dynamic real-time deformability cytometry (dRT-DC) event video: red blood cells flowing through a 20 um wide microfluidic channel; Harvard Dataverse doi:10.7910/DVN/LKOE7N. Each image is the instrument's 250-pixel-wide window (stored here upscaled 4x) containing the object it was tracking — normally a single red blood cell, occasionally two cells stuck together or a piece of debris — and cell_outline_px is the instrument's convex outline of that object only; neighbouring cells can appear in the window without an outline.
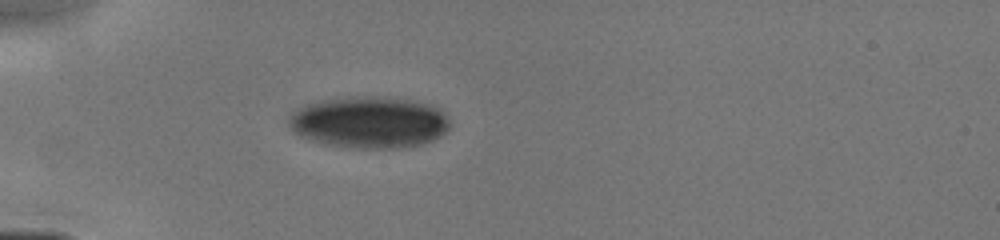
{"species": "human", "species_latin": "Homo sapiens", "temperature_condition": "cold", "stored_images_in_passage": 32, "camera_frame_rate_fps": 3000, "um_per_image_px": 0.085, "donor": {"sex": "male"}, "frame": {"image": 1, "passage_image": 1, "time_ms": 0.0, "image_size_px": [1000, 240], "cell_outline_px": [[448, 128], [440, 136], [432, 140], [420, 144], [392, 148], [352, 148], [324, 144], [300, 136], [288, 124], [288, 116], [296, 108], [308, 104], [324, 100], [348, 96], [376, 96], [408, 100], [428, 104], [440, 108], [444, 112], [448, 120]], "centroid_in_image_um": [31.35, 10.39], "position_along_channel_um": 53.6, "area_um2": 48.32}}
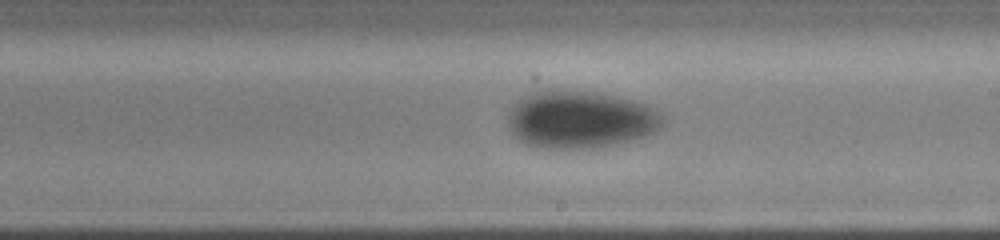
{"frame": {"image": 2, "passage_image": 21, "time_ms": 4.667, "image_size_px": [1000, 240], "cell_outline_px": [[664, 124], [660, 128], [644, 136], [632, 140], [592, 148], [544, 148], [528, 144], [520, 140], [512, 132], [508, 124], [508, 112], [524, 96], [532, 92], [596, 92], [616, 96], [632, 100], [644, 104], [660, 112], [664, 116]], "centroid_in_image_um": [49.36, 10.18], "position_along_channel_um": 239.6, "area_um2": 50.92}}
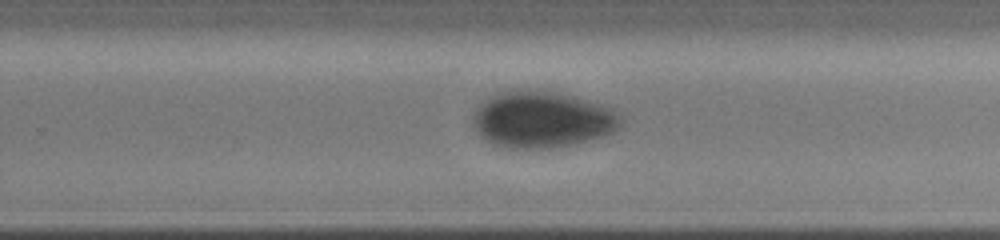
{"frame": {"image": 3, "passage_image": 27, "time_ms": 5.667, "image_size_px": [1000, 240], "cell_outline_px": [[624, 120], [612, 132], [600, 136], [552, 148], [508, 148], [492, 144], [480, 136], [472, 120], [472, 116], [476, 108], [488, 96], [496, 92], [560, 92], [576, 96], [604, 104], [616, 108]], "centroid_in_image_um": [46.09, 10.15], "position_along_channel_um": 283.7, "area_um2": 48.32}}